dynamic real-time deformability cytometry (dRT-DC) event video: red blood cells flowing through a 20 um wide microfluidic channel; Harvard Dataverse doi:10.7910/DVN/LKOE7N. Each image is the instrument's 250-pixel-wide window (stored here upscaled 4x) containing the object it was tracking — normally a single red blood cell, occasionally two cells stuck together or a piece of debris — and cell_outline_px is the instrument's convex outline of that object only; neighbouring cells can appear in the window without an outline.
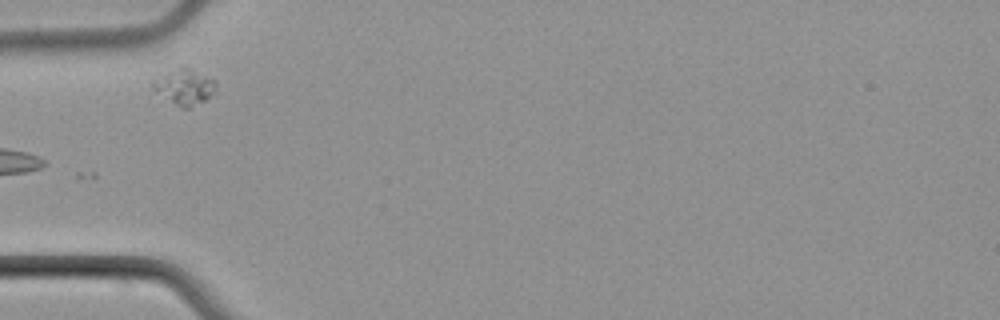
{"species": "common noctule bat (a hibernating species)", "species_latin": "Nyctalus noctula", "temperature_condition": "cold", "stored_images_in_passage": 13, "camera_frame_rate_fps": 3000, "um_per_image_px": 0.085, "animal": {"sex": "male", "body_mass_g": 21.5, "forearm_length_mm": 52.0}, "frame": {"image": 1, "passage_image": 4, "time_ms": 4.667, "image_size_px": [1000, 320], "cell_outline_px": [[216, 88], [204, 100], [188, 108], [180, 108], [152, 88], [152, 80], [184, 64], [216, 80]], "centroid_in_image_um": [15.68, 7.34], "position_along_channel_um": 69.3, "area_um2": 12.95}}
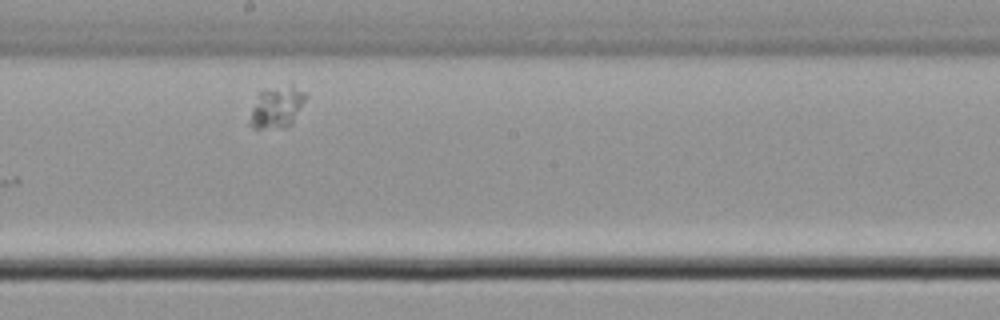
{"frame": {"image": 2, "passage_image": 8, "time_ms": 9.333, "image_size_px": [1000, 320], "cell_outline_px": [[304, 100], [292, 124], [288, 128], [252, 128], [248, 124], [248, 120], [252, 108], [260, 92], [292, 84], [304, 92]], "centroid_in_image_um": [23.5, 9.16], "position_along_channel_um": 224.7, "area_um2": 13.24}}
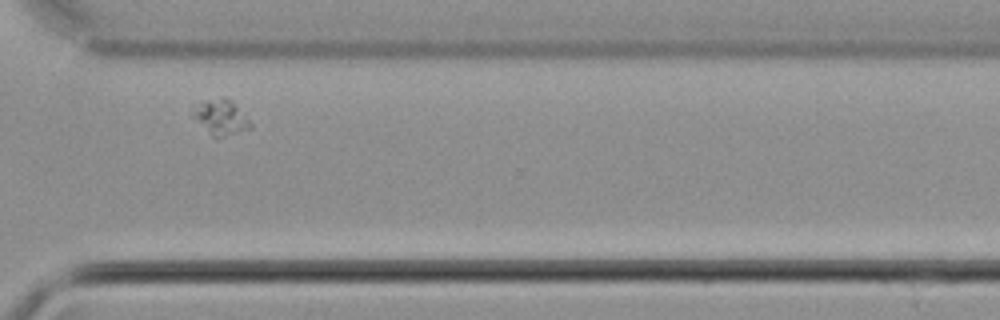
{"frame": {"image": 3, "passage_image": 11, "time_ms": 13.0, "image_size_px": [1000, 320], "cell_outline_px": [[252, 128], [224, 136], [212, 136], [192, 116], [200, 104], [208, 100], [220, 96], [224, 96], [252, 124]], "centroid_in_image_um": [18.78, 9.99], "position_along_channel_um": 351.8, "area_um2": 10.92}}